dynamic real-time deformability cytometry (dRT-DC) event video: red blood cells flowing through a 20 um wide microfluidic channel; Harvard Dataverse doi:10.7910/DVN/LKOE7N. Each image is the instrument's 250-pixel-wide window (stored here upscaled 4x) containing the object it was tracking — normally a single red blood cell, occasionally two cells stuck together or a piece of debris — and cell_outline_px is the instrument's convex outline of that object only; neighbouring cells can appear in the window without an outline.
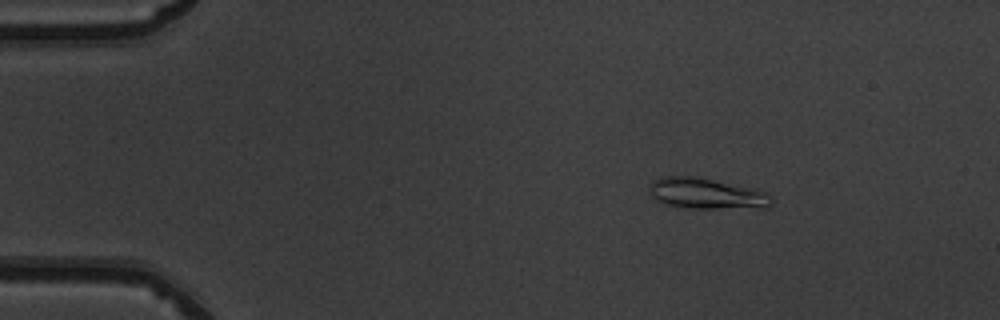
{"species": "common noctule bat (a hibernating species)", "species_latin": "Nyctalus noctula", "temperature_condition": "warm", "stored_images_in_passage": 51, "camera_frame_rate_fps": 3000, "um_per_image_px": 0.085, "animal": {"sex": "male", "body_mass_g": 19.5, "forearm_length_mm": 54.6}, "frame": {"image": 1, "passage_image": 8, "time_ms": 2.333, "image_size_px": [1000, 320], "cell_outline_px": [[772, 208], [692, 208], [668, 204], [656, 200], [652, 196], [648, 188], [660, 176], [696, 176], [756, 188], [772, 196]], "centroid_in_image_um": [60.13, 16.45], "position_along_channel_um": 24.9, "area_um2": 22.08}}
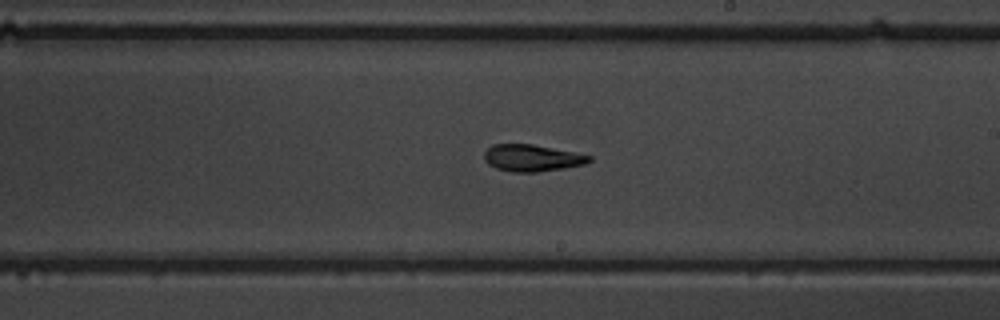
{"frame": {"image": 2, "passage_image": 30, "time_ms": 9.667, "image_size_px": [1000, 320], "cell_outline_px": [[592, 160], [584, 164], [564, 168], [536, 172], [512, 172], [496, 168], [488, 164], [484, 160], [484, 152], [492, 144], [532, 144], [592, 156]], "centroid_in_image_um": [45.18, 13.43], "position_along_channel_um": 243.8, "area_um2": 16.3}}
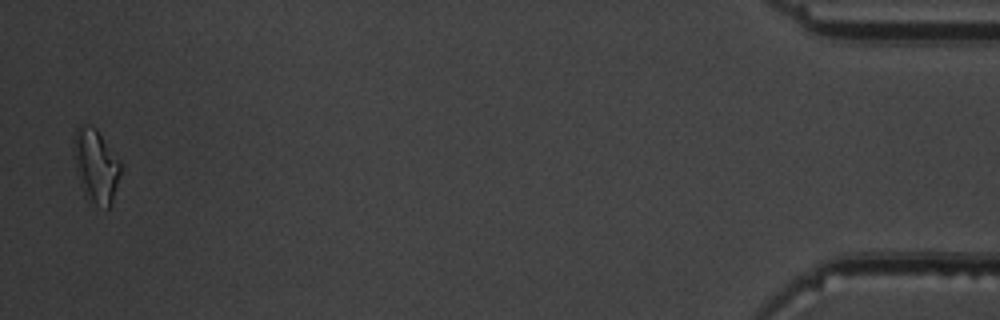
{"frame": {"image": 3, "passage_image": 50, "time_ms": 16.333, "image_size_px": [1000, 320], "cell_outline_px": [[120, 172], [112, 200], [108, 208], [96, 204], [92, 200], [80, 184], [76, 168], [76, 128], [80, 124], [88, 124], [96, 128], [120, 160]], "centroid_in_image_um": [8.19, 14.04], "position_along_channel_um": 427.0, "area_um2": 19.02}, "authors_computed_cell_mechanics": {"area_um2": 17.1666, "velocity_mm_per_s": 4.0264, "shape_relaxation_time_tau1_ms": null, "shape_relaxation_time_tau2_ms": 5.0875, "deformation_change_tau1": null, "deformation_change_tau2": 0.1303}}